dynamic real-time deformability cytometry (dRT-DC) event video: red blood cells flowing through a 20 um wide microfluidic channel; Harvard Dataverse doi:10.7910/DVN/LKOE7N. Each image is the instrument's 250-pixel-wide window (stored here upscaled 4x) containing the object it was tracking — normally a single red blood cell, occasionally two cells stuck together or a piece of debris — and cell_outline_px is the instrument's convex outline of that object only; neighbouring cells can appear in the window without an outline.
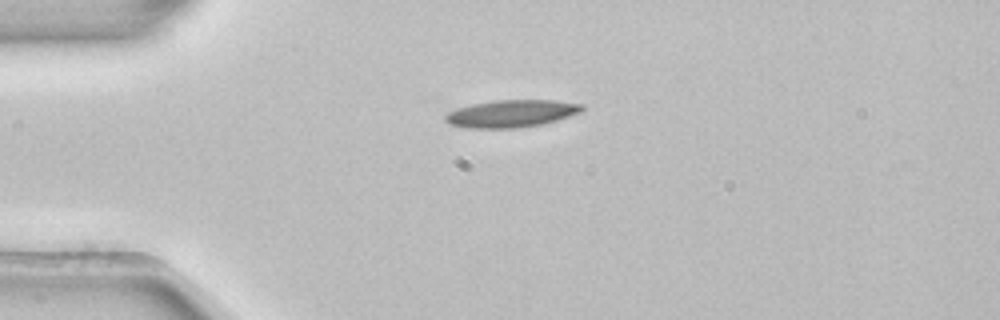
{"species": "common noctule bat (a hibernating species)", "species_latin": "Nyctalus noctula", "temperature_condition": "room temperature", "stored_images_in_passage": 1, "camera_frame_rate_fps": 3000, "um_per_image_px": 0.085, "animal": {"sex": "female", "body_mass_g": 22.7, "forearm_length_mm": 54.2}, "frame": {"image": 1, "passage_image": 1, "time_ms": 0.0, "image_size_px": [1000, 320], "cell_outline_px": [[584, 108], [580, 112], [556, 120], [540, 124], [512, 128], [464, 128], [448, 124], [444, 120], [444, 116], [448, 112], [456, 108], [496, 100], [552, 100], [584, 104]], "centroid_in_image_um": [43.42, 9.65], "position_along_channel_um": 41.6, "area_um2": 21.62}}